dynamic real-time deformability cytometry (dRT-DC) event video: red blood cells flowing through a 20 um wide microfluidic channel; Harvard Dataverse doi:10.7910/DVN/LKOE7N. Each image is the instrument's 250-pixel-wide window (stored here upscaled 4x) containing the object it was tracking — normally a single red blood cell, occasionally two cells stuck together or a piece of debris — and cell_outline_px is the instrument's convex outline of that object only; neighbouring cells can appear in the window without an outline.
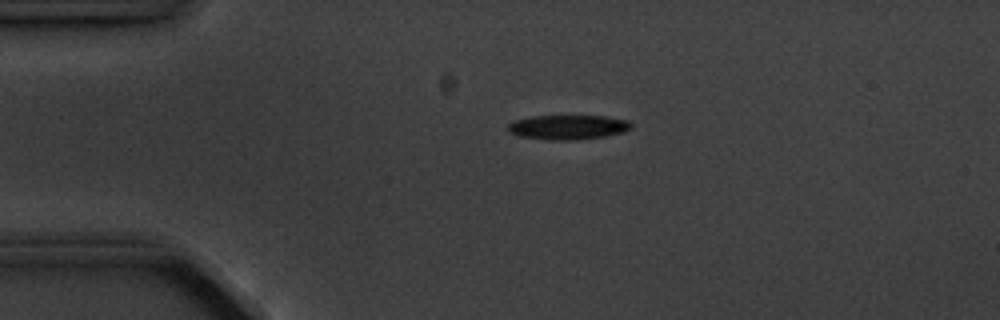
{"species": "common noctule bat (a hibernating species)", "species_latin": "Nyctalus noctula", "temperature_condition": "cold", "stored_images_in_passage": 4, "camera_frame_rate_fps": 3000, "um_per_image_px": 0.085, "animal": {"sex": "male", "body_mass_g": 20.1, "forearm_length_mm": 53.5}, "frame": {"image": 1, "passage_image": 2, "time_ms": 1.0, "image_size_px": [1000, 320], "cell_outline_px": [[632, 128], [624, 132], [604, 136], [576, 140], [548, 140], [520, 136], [508, 132], [508, 124], [512, 120], [532, 116], [604, 116], [628, 120], [632, 124]], "centroid_in_image_um": [48.26, 10.81], "position_along_channel_um": 36.7, "area_um2": 17.74}}